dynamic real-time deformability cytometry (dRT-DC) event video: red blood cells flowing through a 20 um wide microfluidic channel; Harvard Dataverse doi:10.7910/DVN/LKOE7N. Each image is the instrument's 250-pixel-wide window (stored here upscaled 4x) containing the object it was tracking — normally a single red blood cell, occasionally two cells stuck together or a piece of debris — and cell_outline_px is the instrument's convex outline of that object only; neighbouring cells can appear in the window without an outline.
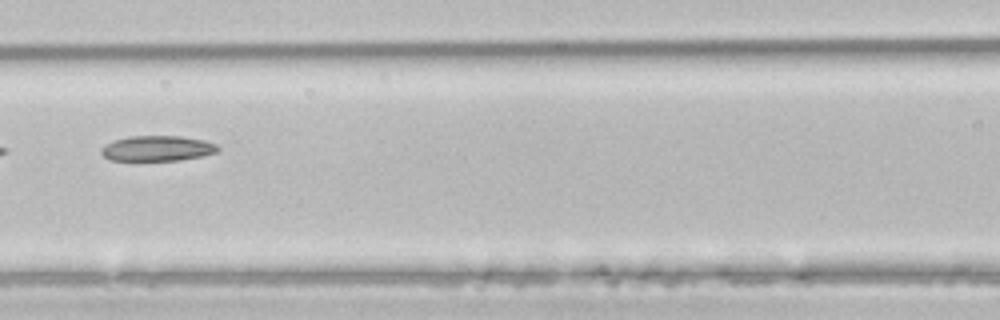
{"species": "common noctule bat (a hibernating species)", "species_latin": "Nyctalus noctula", "temperature_condition": "room temperature", "stored_images_in_passage": 5, "camera_frame_rate_fps": 3000, "um_per_image_px": 0.085, "animal": {"sex": "male", "body_mass_g": 21.5, "forearm_length_mm": 52.0}, "frame": {"image": 1, "passage_image": 5, "time_ms": 1.333, "image_size_px": [1000, 320], "cell_outline_px": [[220, 152], [204, 156], [180, 160], [132, 164], [108, 160], [100, 152], [100, 148], [104, 144], [128, 136], [180, 136], [204, 140], [216, 144], [220, 148]], "centroid_in_image_um": [13.31, 12.68], "position_along_channel_um": 153.3, "area_um2": 18.44}}